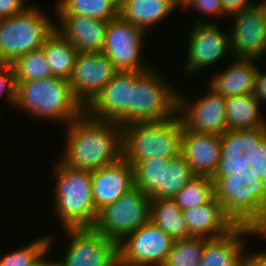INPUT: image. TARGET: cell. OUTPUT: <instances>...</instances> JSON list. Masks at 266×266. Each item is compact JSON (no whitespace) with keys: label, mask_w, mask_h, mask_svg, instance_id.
<instances>
[{"label":"cell","mask_w":266,"mask_h":266,"mask_svg":"<svg viewBox=\"0 0 266 266\" xmlns=\"http://www.w3.org/2000/svg\"><path fill=\"white\" fill-rule=\"evenodd\" d=\"M182 212L189 229V237L215 238L223 236L236 226L215 196L205 204Z\"/></svg>","instance_id":"cell-22"},{"label":"cell","mask_w":266,"mask_h":266,"mask_svg":"<svg viewBox=\"0 0 266 266\" xmlns=\"http://www.w3.org/2000/svg\"><path fill=\"white\" fill-rule=\"evenodd\" d=\"M199 97L193 102L178 90L177 115L183 127L187 131L224 134L227 131L226 98L210 87L204 97L202 95Z\"/></svg>","instance_id":"cell-14"},{"label":"cell","mask_w":266,"mask_h":266,"mask_svg":"<svg viewBox=\"0 0 266 266\" xmlns=\"http://www.w3.org/2000/svg\"><path fill=\"white\" fill-rule=\"evenodd\" d=\"M134 187L133 166L123 158L92 171V195L97 212Z\"/></svg>","instance_id":"cell-18"},{"label":"cell","mask_w":266,"mask_h":266,"mask_svg":"<svg viewBox=\"0 0 266 266\" xmlns=\"http://www.w3.org/2000/svg\"><path fill=\"white\" fill-rule=\"evenodd\" d=\"M249 167L243 174L212 177L214 196L235 225L266 233V185Z\"/></svg>","instance_id":"cell-3"},{"label":"cell","mask_w":266,"mask_h":266,"mask_svg":"<svg viewBox=\"0 0 266 266\" xmlns=\"http://www.w3.org/2000/svg\"><path fill=\"white\" fill-rule=\"evenodd\" d=\"M206 240L194 236L174 240L162 266H199Z\"/></svg>","instance_id":"cell-32"},{"label":"cell","mask_w":266,"mask_h":266,"mask_svg":"<svg viewBox=\"0 0 266 266\" xmlns=\"http://www.w3.org/2000/svg\"><path fill=\"white\" fill-rule=\"evenodd\" d=\"M192 0H171L173 8H187Z\"/></svg>","instance_id":"cell-43"},{"label":"cell","mask_w":266,"mask_h":266,"mask_svg":"<svg viewBox=\"0 0 266 266\" xmlns=\"http://www.w3.org/2000/svg\"><path fill=\"white\" fill-rule=\"evenodd\" d=\"M6 96L5 100L13 108L15 100V78L10 65L0 64V96Z\"/></svg>","instance_id":"cell-35"},{"label":"cell","mask_w":266,"mask_h":266,"mask_svg":"<svg viewBox=\"0 0 266 266\" xmlns=\"http://www.w3.org/2000/svg\"><path fill=\"white\" fill-rule=\"evenodd\" d=\"M151 199L134 187L117 201L99 210L93 228L106 238L119 243L150 221Z\"/></svg>","instance_id":"cell-8"},{"label":"cell","mask_w":266,"mask_h":266,"mask_svg":"<svg viewBox=\"0 0 266 266\" xmlns=\"http://www.w3.org/2000/svg\"><path fill=\"white\" fill-rule=\"evenodd\" d=\"M260 1V3H259ZM258 6L260 8V10L262 11V17H263V23L265 25V29H266V0H258Z\"/></svg>","instance_id":"cell-44"},{"label":"cell","mask_w":266,"mask_h":266,"mask_svg":"<svg viewBox=\"0 0 266 266\" xmlns=\"http://www.w3.org/2000/svg\"><path fill=\"white\" fill-rule=\"evenodd\" d=\"M183 124L178 115L160 122L122 126V158L133 165L149 158L172 159L181 153Z\"/></svg>","instance_id":"cell-5"},{"label":"cell","mask_w":266,"mask_h":266,"mask_svg":"<svg viewBox=\"0 0 266 266\" xmlns=\"http://www.w3.org/2000/svg\"><path fill=\"white\" fill-rule=\"evenodd\" d=\"M230 17L233 18L229 33L231 55L261 61L266 55V29L257 3Z\"/></svg>","instance_id":"cell-17"},{"label":"cell","mask_w":266,"mask_h":266,"mask_svg":"<svg viewBox=\"0 0 266 266\" xmlns=\"http://www.w3.org/2000/svg\"><path fill=\"white\" fill-rule=\"evenodd\" d=\"M70 240L58 262L62 266H119L118 243L91 228L64 229Z\"/></svg>","instance_id":"cell-9"},{"label":"cell","mask_w":266,"mask_h":266,"mask_svg":"<svg viewBox=\"0 0 266 266\" xmlns=\"http://www.w3.org/2000/svg\"><path fill=\"white\" fill-rule=\"evenodd\" d=\"M194 177L195 175L181 153L169 159L168 165L163 166L162 199H173Z\"/></svg>","instance_id":"cell-33"},{"label":"cell","mask_w":266,"mask_h":266,"mask_svg":"<svg viewBox=\"0 0 266 266\" xmlns=\"http://www.w3.org/2000/svg\"><path fill=\"white\" fill-rule=\"evenodd\" d=\"M26 3L27 0H0V19L22 13L30 6Z\"/></svg>","instance_id":"cell-38"},{"label":"cell","mask_w":266,"mask_h":266,"mask_svg":"<svg viewBox=\"0 0 266 266\" xmlns=\"http://www.w3.org/2000/svg\"><path fill=\"white\" fill-rule=\"evenodd\" d=\"M223 7V16H232L236 13L252 7L257 2L253 0H221Z\"/></svg>","instance_id":"cell-39"},{"label":"cell","mask_w":266,"mask_h":266,"mask_svg":"<svg viewBox=\"0 0 266 266\" xmlns=\"http://www.w3.org/2000/svg\"><path fill=\"white\" fill-rule=\"evenodd\" d=\"M250 161V167L253 168V172L258 175L257 179L262 180L266 185V137L256 148Z\"/></svg>","instance_id":"cell-36"},{"label":"cell","mask_w":266,"mask_h":266,"mask_svg":"<svg viewBox=\"0 0 266 266\" xmlns=\"http://www.w3.org/2000/svg\"><path fill=\"white\" fill-rule=\"evenodd\" d=\"M64 153L60 160L77 170L95 171L122 158V126L101 121L85 112L68 124Z\"/></svg>","instance_id":"cell-1"},{"label":"cell","mask_w":266,"mask_h":266,"mask_svg":"<svg viewBox=\"0 0 266 266\" xmlns=\"http://www.w3.org/2000/svg\"><path fill=\"white\" fill-rule=\"evenodd\" d=\"M242 266H266V252H247L243 260Z\"/></svg>","instance_id":"cell-41"},{"label":"cell","mask_w":266,"mask_h":266,"mask_svg":"<svg viewBox=\"0 0 266 266\" xmlns=\"http://www.w3.org/2000/svg\"><path fill=\"white\" fill-rule=\"evenodd\" d=\"M266 137V125L227 130L221 135V155L213 177L243 174L250 167V158Z\"/></svg>","instance_id":"cell-16"},{"label":"cell","mask_w":266,"mask_h":266,"mask_svg":"<svg viewBox=\"0 0 266 266\" xmlns=\"http://www.w3.org/2000/svg\"><path fill=\"white\" fill-rule=\"evenodd\" d=\"M253 96L259 101V103H266V73H262L258 68L255 83Z\"/></svg>","instance_id":"cell-40"},{"label":"cell","mask_w":266,"mask_h":266,"mask_svg":"<svg viewBox=\"0 0 266 266\" xmlns=\"http://www.w3.org/2000/svg\"><path fill=\"white\" fill-rule=\"evenodd\" d=\"M214 197V182L208 176H195L174 197L173 201L182 210L197 207Z\"/></svg>","instance_id":"cell-30"},{"label":"cell","mask_w":266,"mask_h":266,"mask_svg":"<svg viewBox=\"0 0 266 266\" xmlns=\"http://www.w3.org/2000/svg\"><path fill=\"white\" fill-rule=\"evenodd\" d=\"M260 105L252 93L226 98L227 130L266 125Z\"/></svg>","instance_id":"cell-25"},{"label":"cell","mask_w":266,"mask_h":266,"mask_svg":"<svg viewBox=\"0 0 266 266\" xmlns=\"http://www.w3.org/2000/svg\"><path fill=\"white\" fill-rule=\"evenodd\" d=\"M174 10L171 0H120L119 16L147 33Z\"/></svg>","instance_id":"cell-24"},{"label":"cell","mask_w":266,"mask_h":266,"mask_svg":"<svg viewBox=\"0 0 266 266\" xmlns=\"http://www.w3.org/2000/svg\"><path fill=\"white\" fill-rule=\"evenodd\" d=\"M159 74L153 67L131 86V123L160 122L177 115L178 89Z\"/></svg>","instance_id":"cell-7"},{"label":"cell","mask_w":266,"mask_h":266,"mask_svg":"<svg viewBox=\"0 0 266 266\" xmlns=\"http://www.w3.org/2000/svg\"><path fill=\"white\" fill-rule=\"evenodd\" d=\"M37 6L31 4L20 14L0 19V64L11 65L17 58L40 49L54 33L56 24Z\"/></svg>","instance_id":"cell-6"},{"label":"cell","mask_w":266,"mask_h":266,"mask_svg":"<svg viewBox=\"0 0 266 266\" xmlns=\"http://www.w3.org/2000/svg\"><path fill=\"white\" fill-rule=\"evenodd\" d=\"M118 70L102 52H78L69 84L85 108L116 75Z\"/></svg>","instance_id":"cell-15"},{"label":"cell","mask_w":266,"mask_h":266,"mask_svg":"<svg viewBox=\"0 0 266 266\" xmlns=\"http://www.w3.org/2000/svg\"><path fill=\"white\" fill-rule=\"evenodd\" d=\"M173 243L149 221L118 243L119 266H162Z\"/></svg>","instance_id":"cell-11"},{"label":"cell","mask_w":266,"mask_h":266,"mask_svg":"<svg viewBox=\"0 0 266 266\" xmlns=\"http://www.w3.org/2000/svg\"><path fill=\"white\" fill-rule=\"evenodd\" d=\"M150 221L173 240L189 238L183 212L172 199H151Z\"/></svg>","instance_id":"cell-26"},{"label":"cell","mask_w":266,"mask_h":266,"mask_svg":"<svg viewBox=\"0 0 266 266\" xmlns=\"http://www.w3.org/2000/svg\"><path fill=\"white\" fill-rule=\"evenodd\" d=\"M120 0H60L56 15H78L110 21L119 17Z\"/></svg>","instance_id":"cell-28"},{"label":"cell","mask_w":266,"mask_h":266,"mask_svg":"<svg viewBox=\"0 0 266 266\" xmlns=\"http://www.w3.org/2000/svg\"><path fill=\"white\" fill-rule=\"evenodd\" d=\"M234 60V61H233ZM226 69L214 74L210 87L224 98L253 93L258 60L233 58ZM255 63V64H254Z\"/></svg>","instance_id":"cell-23"},{"label":"cell","mask_w":266,"mask_h":266,"mask_svg":"<svg viewBox=\"0 0 266 266\" xmlns=\"http://www.w3.org/2000/svg\"><path fill=\"white\" fill-rule=\"evenodd\" d=\"M10 66L13 69L15 82L53 77L41 48L17 58Z\"/></svg>","instance_id":"cell-31"},{"label":"cell","mask_w":266,"mask_h":266,"mask_svg":"<svg viewBox=\"0 0 266 266\" xmlns=\"http://www.w3.org/2000/svg\"><path fill=\"white\" fill-rule=\"evenodd\" d=\"M144 72L118 71L84 112L96 120L131 124V86Z\"/></svg>","instance_id":"cell-12"},{"label":"cell","mask_w":266,"mask_h":266,"mask_svg":"<svg viewBox=\"0 0 266 266\" xmlns=\"http://www.w3.org/2000/svg\"><path fill=\"white\" fill-rule=\"evenodd\" d=\"M30 266H45V252Z\"/></svg>","instance_id":"cell-45"},{"label":"cell","mask_w":266,"mask_h":266,"mask_svg":"<svg viewBox=\"0 0 266 266\" xmlns=\"http://www.w3.org/2000/svg\"><path fill=\"white\" fill-rule=\"evenodd\" d=\"M169 160L160 157L135 162L133 166L135 187L152 199H162L163 166Z\"/></svg>","instance_id":"cell-29"},{"label":"cell","mask_w":266,"mask_h":266,"mask_svg":"<svg viewBox=\"0 0 266 266\" xmlns=\"http://www.w3.org/2000/svg\"><path fill=\"white\" fill-rule=\"evenodd\" d=\"M191 27L193 28L189 34V44H186V62L183 64L186 75H196L206 67L223 60L224 56L232 57L228 32H222L218 25L207 23L202 18H197Z\"/></svg>","instance_id":"cell-13"},{"label":"cell","mask_w":266,"mask_h":266,"mask_svg":"<svg viewBox=\"0 0 266 266\" xmlns=\"http://www.w3.org/2000/svg\"><path fill=\"white\" fill-rule=\"evenodd\" d=\"M248 234L263 237L260 232L249 226L236 225L223 236L208 238L199 266H242L246 255L244 235Z\"/></svg>","instance_id":"cell-20"},{"label":"cell","mask_w":266,"mask_h":266,"mask_svg":"<svg viewBox=\"0 0 266 266\" xmlns=\"http://www.w3.org/2000/svg\"><path fill=\"white\" fill-rule=\"evenodd\" d=\"M189 9L195 8L198 12H202L204 15L222 17L223 7L221 0H192L188 5Z\"/></svg>","instance_id":"cell-37"},{"label":"cell","mask_w":266,"mask_h":266,"mask_svg":"<svg viewBox=\"0 0 266 266\" xmlns=\"http://www.w3.org/2000/svg\"><path fill=\"white\" fill-rule=\"evenodd\" d=\"M52 76L69 80L77 57V49L56 30L41 47Z\"/></svg>","instance_id":"cell-27"},{"label":"cell","mask_w":266,"mask_h":266,"mask_svg":"<svg viewBox=\"0 0 266 266\" xmlns=\"http://www.w3.org/2000/svg\"><path fill=\"white\" fill-rule=\"evenodd\" d=\"M55 30L78 52H102L108 21L78 15H56ZM60 25V27H59Z\"/></svg>","instance_id":"cell-21"},{"label":"cell","mask_w":266,"mask_h":266,"mask_svg":"<svg viewBox=\"0 0 266 266\" xmlns=\"http://www.w3.org/2000/svg\"><path fill=\"white\" fill-rule=\"evenodd\" d=\"M53 211L63 229L91 228L98 212L92 195V172L55 164Z\"/></svg>","instance_id":"cell-4"},{"label":"cell","mask_w":266,"mask_h":266,"mask_svg":"<svg viewBox=\"0 0 266 266\" xmlns=\"http://www.w3.org/2000/svg\"><path fill=\"white\" fill-rule=\"evenodd\" d=\"M145 32L120 16L108 21L102 50L118 71H147L142 60ZM144 41V42H143Z\"/></svg>","instance_id":"cell-10"},{"label":"cell","mask_w":266,"mask_h":266,"mask_svg":"<svg viewBox=\"0 0 266 266\" xmlns=\"http://www.w3.org/2000/svg\"><path fill=\"white\" fill-rule=\"evenodd\" d=\"M181 154L195 176L213 177L221 155V135L187 131L183 127Z\"/></svg>","instance_id":"cell-19"},{"label":"cell","mask_w":266,"mask_h":266,"mask_svg":"<svg viewBox=\"0 0 266 266\" xmlns=\"http://www.w3.org/2000/svg\"><path fill=\"white\" fill-rule=\"evenodd\" d=\"M49 238V235L42 236L4 254L0 257V266H30L49 248Z\"/></svg>","instance_id":"cell-34"},{"label":"cell","mask_w":266,"mask_h":266,"mask_svg":"<svg viewBox=\"0 0 266 266\" xmlns=\"http://www.w3.org/2000/svg\"><path fill=\"white\" fill-rule=\"evenodd\" d=\"M54 239L51 237V234H50V238H49V248L45 251V266H62L59 262H58V260H56V261H54V259H53V261H52V259L51 260H49V258L47 259V253H49L50 251L49 250H52L51 249V246H53V244H52V242H54L53 241Z\"/></svg>","instance_id":"cell-42"},{"label":"cell","mask_w":266,"mask_h":266,"mask_svg":"<svg viewBox=\"0 0 266 266\" xmlns=\"http://www.w3.org/2000/svg\"><path fill=\"white\" fill-rule=\"evenodd\" d=\"M15 109L34 118L63 122L65 127L84 113L69 81L58 77L15 82Z\"/></svg>","instance_id":"cell-2"}]
</instances>
